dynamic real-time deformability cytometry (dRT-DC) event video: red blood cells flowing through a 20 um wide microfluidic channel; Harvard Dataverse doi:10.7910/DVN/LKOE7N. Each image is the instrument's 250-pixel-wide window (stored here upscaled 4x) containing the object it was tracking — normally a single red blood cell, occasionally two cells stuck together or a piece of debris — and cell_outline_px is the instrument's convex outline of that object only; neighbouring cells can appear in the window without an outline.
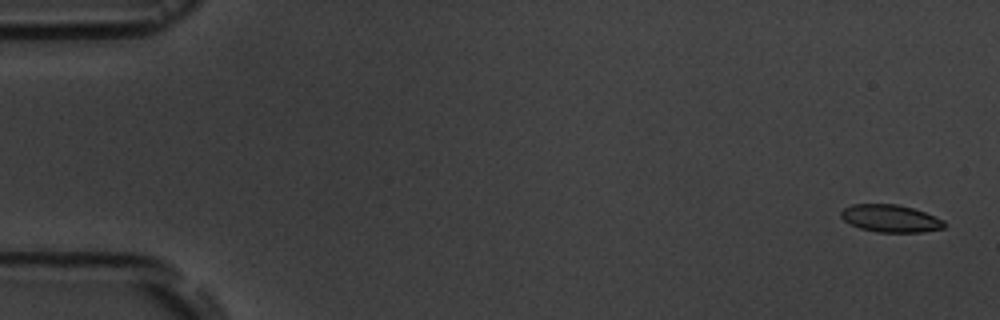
{"species": "common noctule bat (a hibernating species)", "species_latin": "Nyctalus noctula", "temperature_condition": "room temperature", "stored_images_in_passage": 57, "camera_frame_rate_fps": 3000, "um_per_image_px": 0.085, "animal": {"sex": "male", "body_mass_g": 19.5, "forearm_length_mm": 54.6}, "frame": {"image": 1, "passage_image": 2, "time_ms": 0.333, "image_size_px": [1000, 320], "cell_outline_px": [[948, 224], [944, 228], [924, 232], [876, 232], [860, 228], [844, 220], [840, 216], [840, 212], [844, 208], [852, 204], [896, 204], [912, 208], [924, 212], [944, 220]], "centroid_in_image_um": [75.72, 18.57], "position_along_channel_um": 9.3, "area_um2": 16.53}}
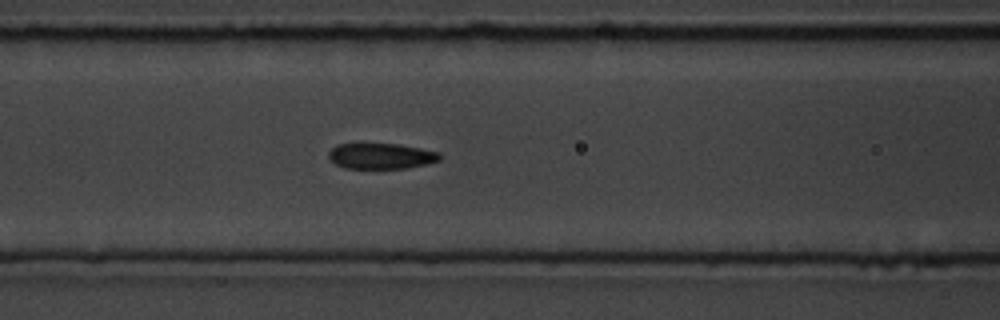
{"frame": {"image": 2, "passage_image": 24, "time_ms": 7.667, "image_size_px": [1000, 320], "cell_outline_px": [[440, 160], [428, 164], [408, 168], [344, 168], [336, 164], [328, 156], [328, 152], [336, 144], [360, 140], [396, 144], [420, 148], [440, 152]], "centroid_in_image_um": [32.33, 13.21], "position_along_channel_um": 134.3, "area_um2": 17.46}}
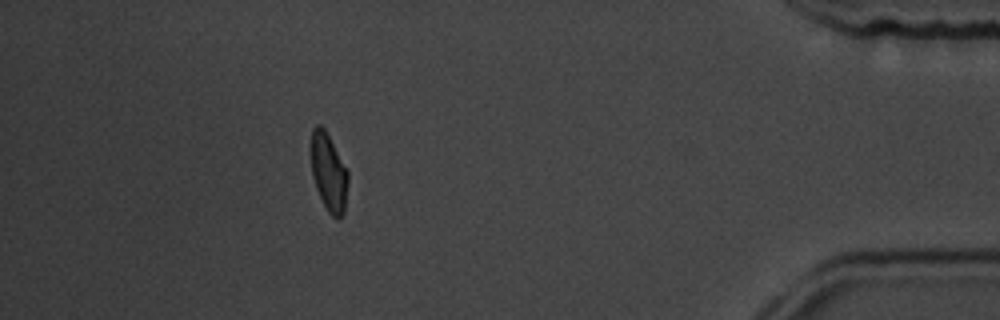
{"frame": {"image": 3, "passage_image": 51, "time_ms": 16.667, "image_size_px": [1000, 320], "cell_outline_px": [[348, 180], [344, 212], [336, 220], [328, 212], [316, 188], [312, 176], [312, 128], [316, 124], [320, 124], [324, 128], [348, 172]], "centroid_in_image_um": [27.94, 14.67], "position_along_channel_um": 407.3, "area_um2": 16.36}, "authors_computed_cell_mechanics": {"area_um2": 17.34, "velocity_mm_per_s": 3.6036, "shape_relaxation_time_tau1_ms": 4.1224, "shape_relaxation_time_tau2_ms": 0.8917, "deformation_change_tau1": 0.1547, "deformation_change_tau2": 0.0441}}